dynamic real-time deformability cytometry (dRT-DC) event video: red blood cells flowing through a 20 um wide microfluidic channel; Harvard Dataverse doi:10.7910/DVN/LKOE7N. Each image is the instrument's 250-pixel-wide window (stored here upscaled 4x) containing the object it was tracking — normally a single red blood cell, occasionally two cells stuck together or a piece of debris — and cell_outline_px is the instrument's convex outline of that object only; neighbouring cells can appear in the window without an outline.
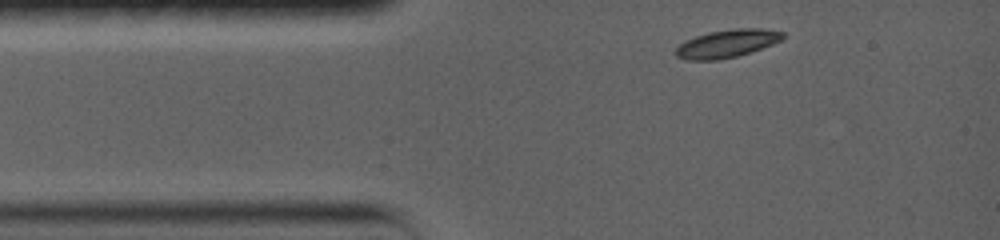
{"species": "common noctule bat (a hibernating species)", "species_latin": "Nyctalus noctula", "temperature_condition": "warm", "stored_images_in_passage": 7, "camera_frame_rate_fps": 5000, "um_per_image_px": 0.085, "animal": {"sex": "female", "body_mass_g": 19.0, "forearm_length_mm": 56.7}, "frame": {"image": 1, "passage_image": 1, "time_ms": 0.0, "image_size_px": [1000, 240], "cell_outline_px": [[788, 36], [772, 44], [736, 56], [712, 60], [688, 60], [676, 56], [672, 52], [684, 40], [708, 32], [736, 28], [768, 28], [784, 32]], "centroid_in_image_um": [61.79, 3.68], "position_along_channel_um": 23.2, "area_um2": 17.46}}
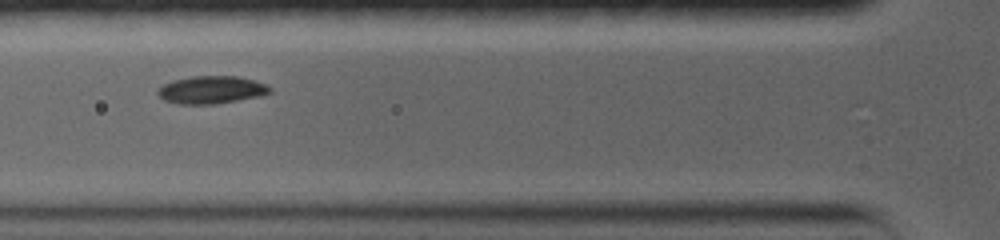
{"frame": {"image": 2, "passage_image": 5, "time_ms": 3.0, "image_size_px": [1000, 240], "cell_outline_px": [[268, 92], [232, 100], [204, 104], [188, 104], [168, 100], [160, 96], [160, 88], [164, 84], [176, 80], [192, 76], [236, 76], [252, 80], [264, 84], [268, 88]], "centroid_in_image_um": [17.91, 7.6], "position_along_channel_um": 107.9, "area_um2": 16.65}}
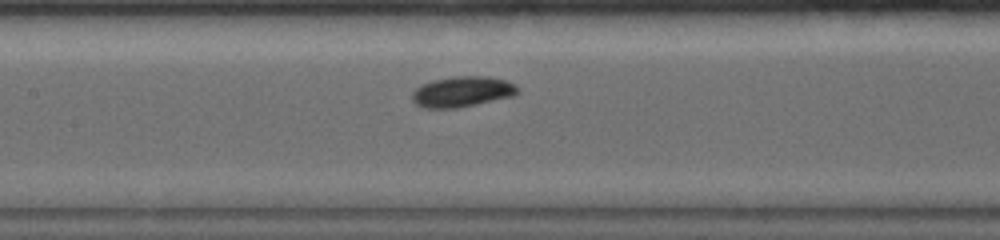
{"frame": {"image": 3, "passage_image": 7, "time_ms": 4.6, "image_size_px": [1000, 240], "cell_outline_px": [[516, 92], [468, 104], [420, 104], [416, 100], [416, 88], [420, 84], [432, 80], [448, 76], [488, 76], [504, 80], [512, 84], [516, 88]], "centroid_in_image_um": [39.28, 7.64], "position_along_channel_um": 168.1, "area_um2": 16.18}}